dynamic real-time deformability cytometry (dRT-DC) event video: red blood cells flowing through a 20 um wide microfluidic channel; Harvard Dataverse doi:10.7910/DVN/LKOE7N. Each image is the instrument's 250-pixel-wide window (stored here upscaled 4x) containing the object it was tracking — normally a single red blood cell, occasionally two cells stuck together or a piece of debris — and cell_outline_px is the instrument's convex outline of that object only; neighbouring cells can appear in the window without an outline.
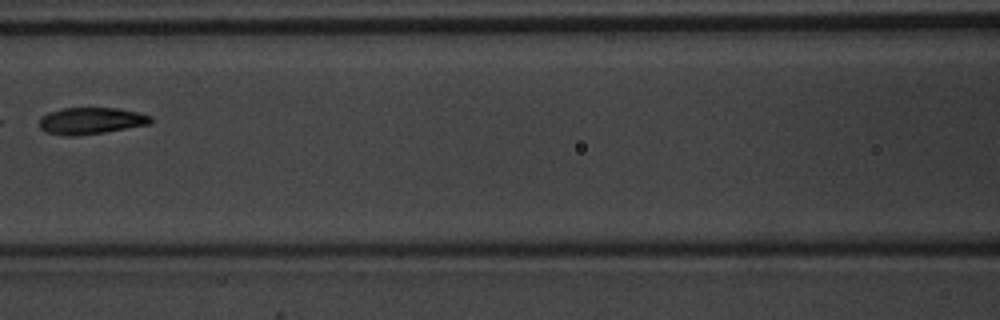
{"species": "common noctule bat (a hibernating species)", "species_latin": "Nyctalus noctula", "temperature_condition": "warm", "stored_images_in_passage": 5, "camera_frame_rate_fps": 3000, "um_per_image_px": 0.085, "animal": {"sex": "male", "body_mass_g": 20.1, "forearm_length_mm": 53.5}, "frame": {"image": 1, "passage_image": 5, "time_ms": 1.333, "image_size_px": [1000, 320], "cell_outline_px": [[152, 120], [148, 124], [104, 132], [72, 136], [68, 136], [48, 132], [40, 128], [40, 120], [48, 112], [60, 108], [120, 108], [140, 112], [152, 116]], "centroid_in_image_um": [7.76, 10.25], "position_along_channel_um": 158.8, "area_um2": 17.17}}